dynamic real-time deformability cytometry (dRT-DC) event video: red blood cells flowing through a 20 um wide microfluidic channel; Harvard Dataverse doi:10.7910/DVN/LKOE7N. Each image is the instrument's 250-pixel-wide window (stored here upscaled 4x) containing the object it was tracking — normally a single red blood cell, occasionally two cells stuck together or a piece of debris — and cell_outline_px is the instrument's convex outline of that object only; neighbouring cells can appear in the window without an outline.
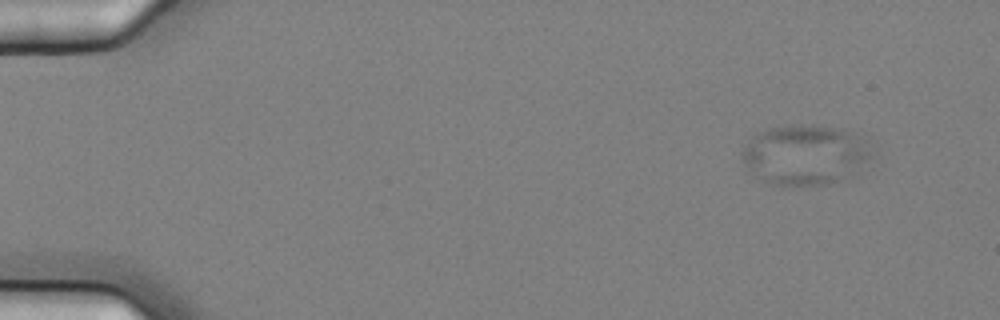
{"species": "common noctule bat (a hibernating species)", "species_latin": "Nyctalus noctula", "temperature_condition": "cold", "stored_images_in_passage": 4, "camera_frame_rate_fps": 3000, "um_per_image_px": 0.085, "animal": {"sex": "female", "body_mass_g": 25.1}, "frame": {"image": 1, "passage_image": 1, "time_ms": 0.0, "image_size_px": [1000, 320], "cell_outline_px": [[876, 140], [872, 156], [852, 176], [844, 180], [828, 184], [776, 184], [764, 180], [744, 160], [740, 152], [752, 136], [768, 128], [800, 124], [812, 124], [864, 132]], "centroid_in_image_um": [68.65, 13.08], "position_along_channel_um": 16.3, "area_um2": 46.07}}